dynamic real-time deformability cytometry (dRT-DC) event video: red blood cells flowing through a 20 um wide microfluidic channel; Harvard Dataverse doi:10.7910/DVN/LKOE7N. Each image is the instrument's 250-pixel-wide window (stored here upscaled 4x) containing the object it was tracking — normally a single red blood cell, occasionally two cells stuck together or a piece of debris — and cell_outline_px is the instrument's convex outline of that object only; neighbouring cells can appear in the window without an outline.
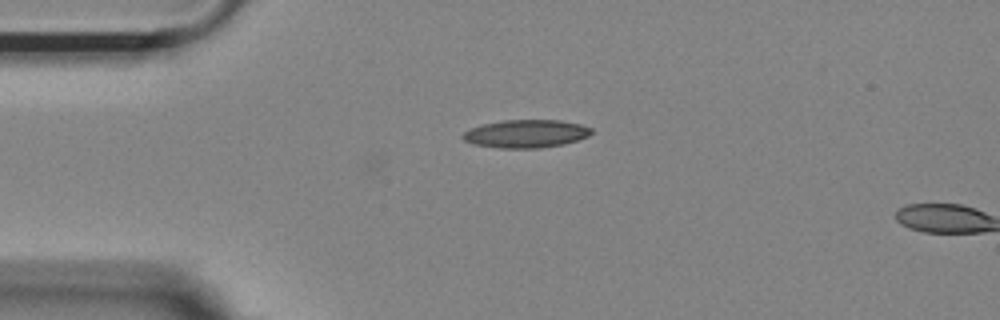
{"species": "Egyptian fruit bat (a non-hibernating species)", "species_latin": "Rousettus aegyptiacus", "temperature_condition": "room temperature", "stored_images_in_passage": 2, "camera_frame_rate_fps": 3000, "um_per_image_px": 0.085, "animal": {"sex": "female"}, "frame": {"image": 1, "passage_image": 1, "time_ms": 0.0, "image_size_px": [1000, 320], "cell_outline_px": [[592, 132], [588, 136], [564, 144], [540, 148], [500, 148], [476, 144], [464, 140], [460, 136], [464, 132], [480, 124], [504, 120], [560, 120], [580, 124], [592, 128]], "centroid_in_image_um": [44.71, 11.36], "position_along_channel_um": 40.3, "area_um2": 20.92}}